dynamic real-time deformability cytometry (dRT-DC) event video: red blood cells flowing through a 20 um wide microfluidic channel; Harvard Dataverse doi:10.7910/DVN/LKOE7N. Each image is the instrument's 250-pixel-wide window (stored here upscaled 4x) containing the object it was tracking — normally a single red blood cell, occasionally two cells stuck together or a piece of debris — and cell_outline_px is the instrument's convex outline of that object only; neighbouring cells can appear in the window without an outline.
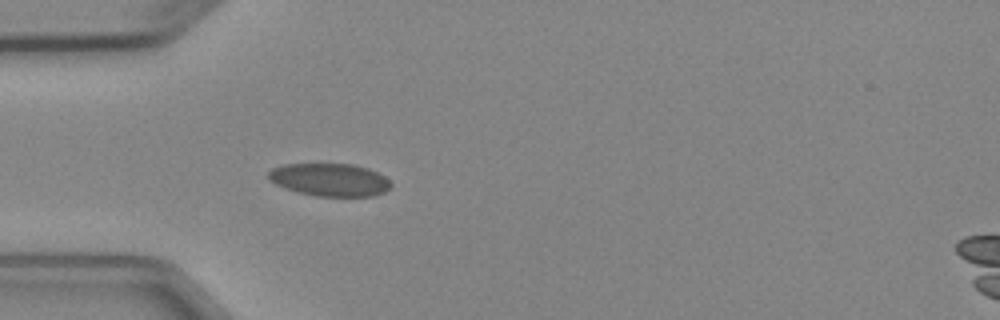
{"species": "Egyptian fruit bat (a non-hibernating species)", "species_latin": "Rousettus aegyptiacus", "temperature_condition": "cold", "stored_images_in_passage": 4, "camera_frame_rate_fps": 3000, "um_per_image_px": 0.085, "animal": {"sex": "female"}, "frame": {"image": 1, "passage_image": 4, "time_ms": 4.333, "image_size_px": [1000, 320], "cell_outline_px": [[392, 184], [384, 192], [372, 196], [316, 196], [296, 192], [284, 188], [268, 180], [268, 172], [272, 168], [284, 164], [352, 164], [368, 168], [384, 176]], "centroid_in_image_um": [27.99, 15.28], "position_along_channel_um": 57.0, "area_um2": 23.41}}